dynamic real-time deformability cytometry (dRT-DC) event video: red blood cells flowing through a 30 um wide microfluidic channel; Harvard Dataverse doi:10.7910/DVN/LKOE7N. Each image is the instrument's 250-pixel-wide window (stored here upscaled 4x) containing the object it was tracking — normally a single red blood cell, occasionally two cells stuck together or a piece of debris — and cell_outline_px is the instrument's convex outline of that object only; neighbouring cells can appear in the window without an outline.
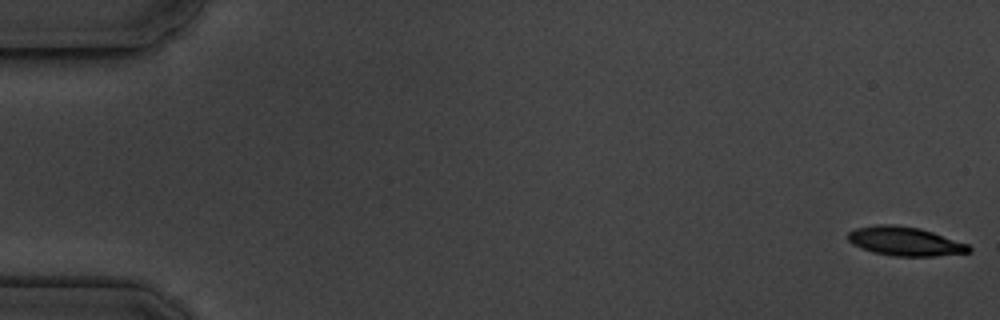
{"species": "common noctule bat (a hibernating species)", "species_latin": "Nyctalus noctula", "temperature_condition": "cold", "stored_images_in_passage": 11, "camera_frame_rate_fps": 3000, "um_per_image_px": 0.085, "animal": {"sex": "male", "body_mass_g": 19.5, "forearm_length_mm": 54.6}, "frame": {"image": 1, "passage_image": 1, "time_ms": 0.0, "image_size_px": [1000, 320], "cell_outline_px": [[972, 252], [936, 256], [896, 256], [872, 252], [860, 248], [852, 244], [848, 240], [848, 232], [856, 228], [876, 224], [892, 224], [920, 228], [968, 244], [972, 248]], "centroid_in_image_um": [76.91, 20.51], "position_along_channel_um": 8.1, "area_um2": 20.46}}
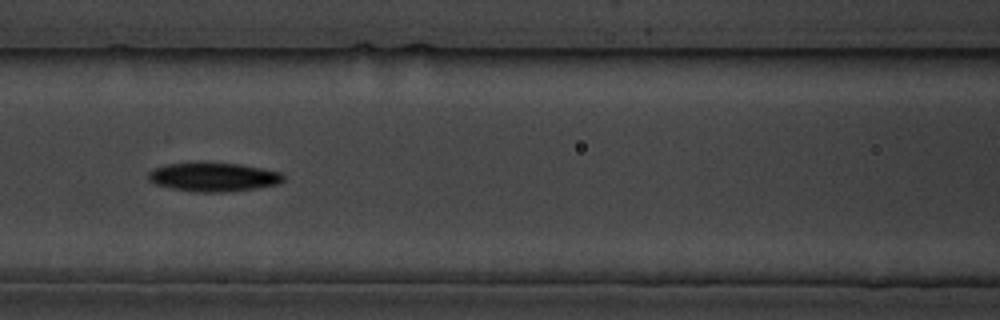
{"frame": {"image": 2, "passage_image": 7, "time_ms": 8.0, "image_size_px": [1000, 320], "cell_outline_px": [[284, 180], [280, 184], [256, 188], [220, 192], [196, 192], [172, 188], [156, 184], [148, 180], [148, 172], [152, 168], [168, 164], [200, 160], [240, 164], [280, 172], [284, 176]], "centroid_in_image_um": [18.11, 15.01], "position_along_channel_um": 148.5, "area_um2": 23.24}}
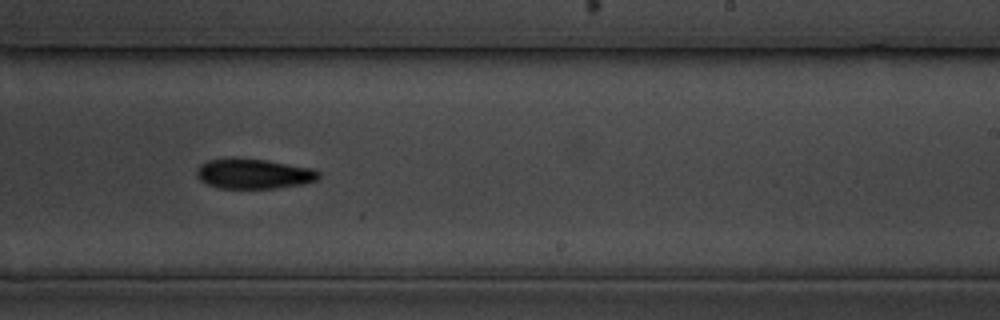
{"frame": {"image": 3, "passage_image": 10, "time_ms": 11.333, "image_size_px": [1000, 320], "cell_outline_px": [[320, 176], [316, 180], [304, 184], [276, 188], [216, 188], [200, 180], [196, 176], [196, 168], [200, 164], [208, 160], [232, 156], [268, 160], [312, 168], [320, 172]], "centroid_in_image_um": [21.53, 14.75], "position_along_channel_um": 267.5, "area_um2": 21.85}}